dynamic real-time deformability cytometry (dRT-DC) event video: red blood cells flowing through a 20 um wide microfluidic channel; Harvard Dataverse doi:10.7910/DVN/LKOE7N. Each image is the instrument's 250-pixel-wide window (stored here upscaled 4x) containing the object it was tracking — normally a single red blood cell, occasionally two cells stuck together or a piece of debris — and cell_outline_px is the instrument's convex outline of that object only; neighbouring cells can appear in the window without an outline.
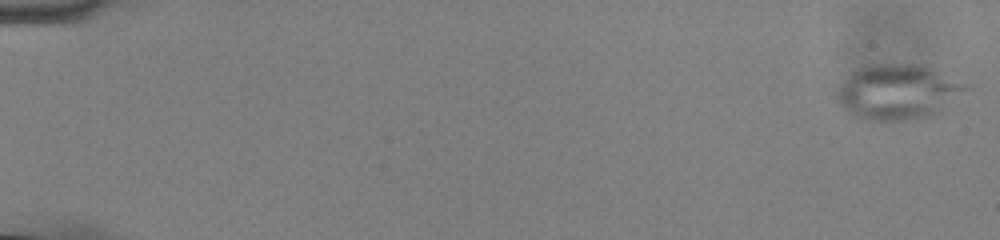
{"species": "common noctule bat (a hibernating species)", "species_latin": "Nyctalus noctula", "temperature_condition": "cold", "stored_images_in_passage": 56, "camera_frame_rate_fps": 3000, "um_per_image_px": 0.085, "animal": {"sex": "male", "body_mass_g": 13.0, "forearm_length_mm": 53.1}, "frame": {"image": 1, "passage_image": 1, "time_ms": 0.0, "image_size_px": [1000, 240], "cell_outline_px": [[976, 84], [952, 112], [936, 116], [916, 120], [872, 120], [856, 116], [840, 100], [840, 88], [852, 72], [860, 68], [876, 64], [908, 64], [928, 68]], "centroid_in_image_um": [76.67, 7.86], "position_along_channel_um": 8.3, "area_um2": 42.19}}
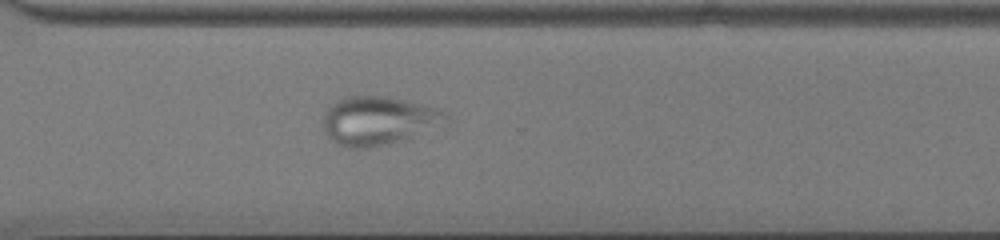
{"frame": {"image": 2, "passage_image": 42, "time_ms": 13.667, "image_size_px": [1000, 240], "cell_outline_px": [[448, 116], [400, 140], [368, 148], [344, 148], [336, 144], [328, 136], [324, 128], [324, 116], [328, 108], [332, 104], [348, 96], [384, 96], [404, 100], [440, 108], [448, 112]], "centroid_in_image_um": [32.03, 10.24], "position_along_channel_um": 338.6, "area_um2": 33.29}}
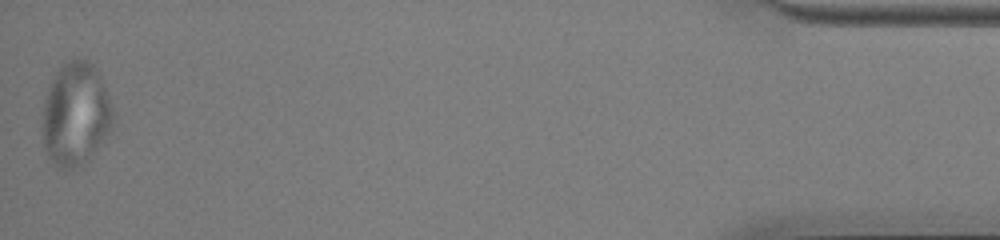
{"frame": {"image": 3, "passage_image": 56, "time_ms": 18.333, "image_size_px": [1000, 240], "cell_outline_px": [[116, 120], [112, 128], [88, 160], [84, 164], [68, 168], [60, 168], [48, 156], [44, 148], [40, 132], [44, 100], [48, 88], [56, 72], [72, 56], [84, 60], [92, 64], [100, 76], [104, 84]], "centroid_in_image_um": [6.41, 9.7], "position_along_channel_um": 428.8, "area_um2": 42.71}}